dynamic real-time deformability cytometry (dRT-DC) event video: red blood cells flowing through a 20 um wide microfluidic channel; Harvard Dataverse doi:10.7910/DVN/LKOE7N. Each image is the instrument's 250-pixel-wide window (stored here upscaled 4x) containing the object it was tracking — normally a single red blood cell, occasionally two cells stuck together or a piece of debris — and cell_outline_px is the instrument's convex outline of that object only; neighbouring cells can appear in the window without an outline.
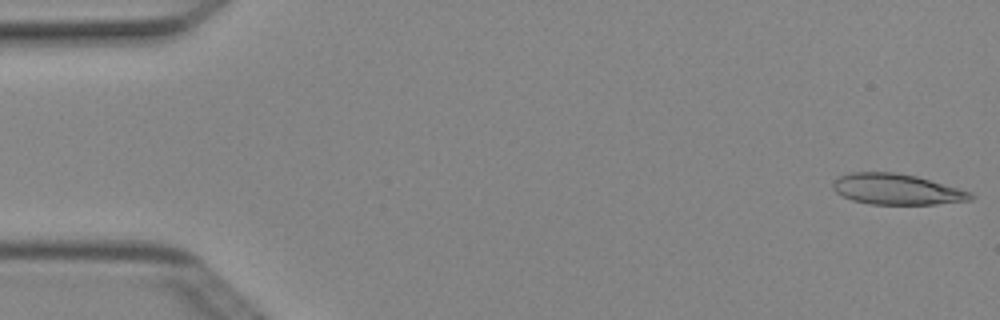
{"species": "Egyptian fruit bat (a non-hibernating species)", "species_latin": "Rousettus aegyptiacus", "temperature_condition": "cold", "stored_images_in_passage": 4, "camera_frame_rate_fps": 3000, "um_per_image_px": 0.085, "animal": {"sex": "female"}, "frame": {"image": 1, "passage_image": 1, "time_ms": 0.0, "image_size_px": [1000, 320], "cell_outline_px": [[976, 196], [972, 200], [936, 204], [872, 204], [852, 200], [836, 192], [832, 188], [832, 184], [840, 176], [852, 172], [896, 172], [916, 176], [956, 188], [968, 192]], "centroid_in_image_um": [76.2, 16.09], "position_along_channel_um": 8.8, "area_um2": 24.33}}